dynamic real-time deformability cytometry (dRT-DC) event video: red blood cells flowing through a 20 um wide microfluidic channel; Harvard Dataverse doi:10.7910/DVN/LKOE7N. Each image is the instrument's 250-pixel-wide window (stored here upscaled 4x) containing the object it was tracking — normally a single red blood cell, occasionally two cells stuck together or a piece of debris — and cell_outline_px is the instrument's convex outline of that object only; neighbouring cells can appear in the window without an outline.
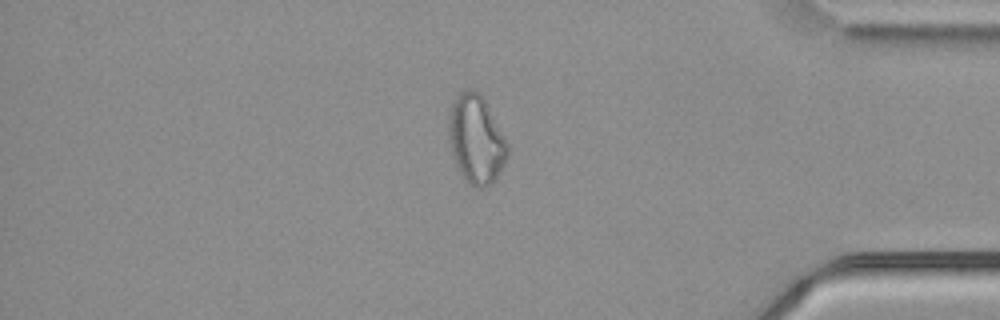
{"species": "common noctule bat (a hibernating species)", "species_latin": "Nyctalus noctula", "temperature_condition": "cold", "stored_images_in_passage": 54, "camera_frame_rate_fps": 3000, "um_per_image_px": 0.085, "animal": {"sex": "male", "body_mass_g": 21.5, "forearm_length_mm": 52.0}, "frame": {"image": 1, "passage_image": 46, "time_ms": 15.0, "image_size_px": [1000, 320], "cell_outline_px": [[508, 156], [496, 180], [484, 188], [476, 188], [468, 184], [464, 180], [456, 164], [452, 152], [448, 132], [448, 116], [452, 104], [456, 96], [460, 92], [468, 88], [472, 88], [484, 100], [504, 136], [508, 144]], "centroid_in_image_um": [40.46, 11.89], "position_along_channel_um": 394.7, "area_um2": 30.23}}